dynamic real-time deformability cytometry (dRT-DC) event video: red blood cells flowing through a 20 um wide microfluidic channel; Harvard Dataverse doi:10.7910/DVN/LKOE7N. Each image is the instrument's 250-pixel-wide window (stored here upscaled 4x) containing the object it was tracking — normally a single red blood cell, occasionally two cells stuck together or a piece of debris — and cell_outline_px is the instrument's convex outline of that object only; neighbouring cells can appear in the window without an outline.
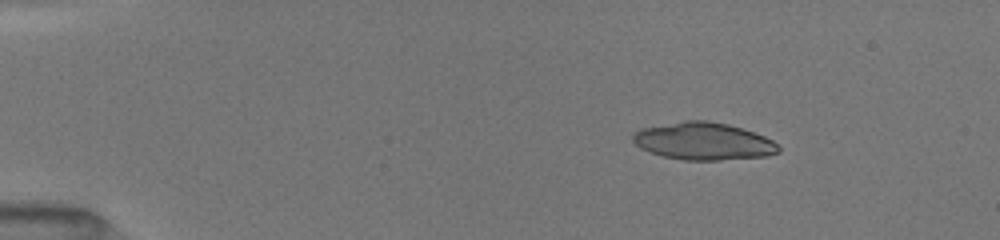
{"species": "common noctule bat (a hibernating species)", "species_latin": "Nyctalus noctula", "temperature_condition": "room temperature", "stored_images_in_passage": 11, "camera_frame_rate_fps": 3000, "um_per_image_px": 0.085, "animal": {"sex": "female", "body_mass_g": 19.5, "forearm_length_mm": 54.1}, "frame": {"image": 1, "passage_image": 5, "time_ms": 2.333, "image_size_px": [1000, 240], "cell_outline_px": [[780, 152], [768, 156], [720, 160], [684, 160], [664, 156], [640, 148], [632, 140], [632, 136], [640, 128], [684, 120], [708, 120], [728, 124], [764, 136], [772, 140], [780, 148]], "centroid_in_image_um": [59.79, 12.0], "position_along_channel_um": 25.2, "area_um2": 31.67}}